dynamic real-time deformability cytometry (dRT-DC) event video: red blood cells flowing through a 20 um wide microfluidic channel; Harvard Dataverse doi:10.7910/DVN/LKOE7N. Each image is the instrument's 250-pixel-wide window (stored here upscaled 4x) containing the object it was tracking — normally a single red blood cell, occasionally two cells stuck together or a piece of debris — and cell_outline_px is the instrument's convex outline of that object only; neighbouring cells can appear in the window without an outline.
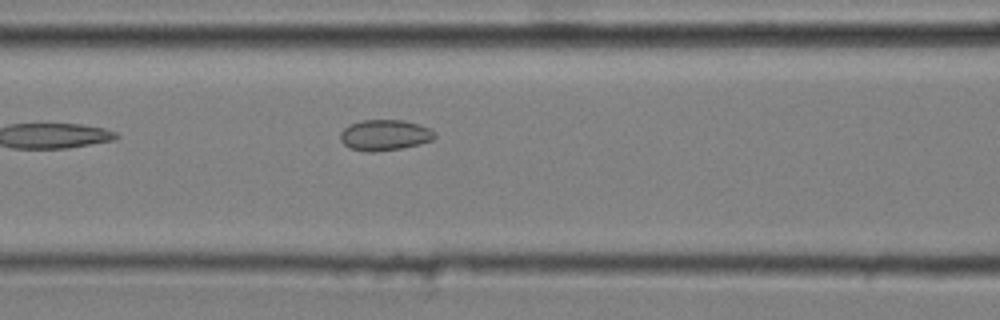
{"species": "common noctule bat (a hibernating species)", "species_latin": "Nyctalus noctula", "temperature_condition": "cold", "stored_images_in_passage": 6, "camera_frame_rate_fps": 3000, "um_per_image_px": 0.085, "animal": {"sex": "male", "body_mass_g": 20.4}, "frame": {"image": 1, "passage_image": 6, "time_ms": 1.667, "image_size_px": [1000, 320], "cell_outline_px": [[436, 136], [432, 140], [420, 144], [400, 148], [372, 152], [368, 152], [348, 148], [340, 140], [340, 132], [348, 124], [360, 120], [404, 120], [432, 128], [436, 132]], "centroid_in_image_um": [32.7, 11.47], "position_along_channel_um": 133.9, "area_um2": 17.17}}